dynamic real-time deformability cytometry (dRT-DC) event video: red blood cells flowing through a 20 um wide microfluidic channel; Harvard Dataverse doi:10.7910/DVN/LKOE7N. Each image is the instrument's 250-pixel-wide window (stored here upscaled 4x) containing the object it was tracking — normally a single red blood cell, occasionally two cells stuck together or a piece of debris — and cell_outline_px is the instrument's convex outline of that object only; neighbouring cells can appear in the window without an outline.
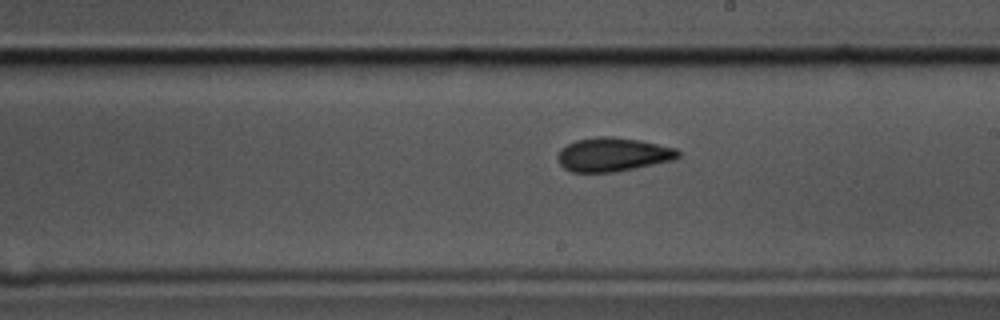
{"species": "common noctule bat (a hibernating species)", "species_latin": "Nyctalus noctula", "temperature_condition": "cold", "stored_images_in_passage": 37, "camera_frame_rate_fps": 3000, "um_per_image_px": 0.085, "animal": {"sex": "male", "body_mass_g": 17.5, "forearm_length_mm": 52.3}, "frame": {"image": 1, "passage_image": 23, "time_ms": 7.333, "image_size_px": [1000, 320], "cell_outline_px": [[680, 156], [672, 160], [616, 172], [572, 172], [564, 168], [560, 164], [556, 156], [560, 148], [576, 140], [600, 136], [612, 136], [640, 140], [676, 148], [680, 152]], "centroid_in_image_um": [52.07, 13.13], "position_along_channel_um": 236.9, "area_um2": 23.76}}
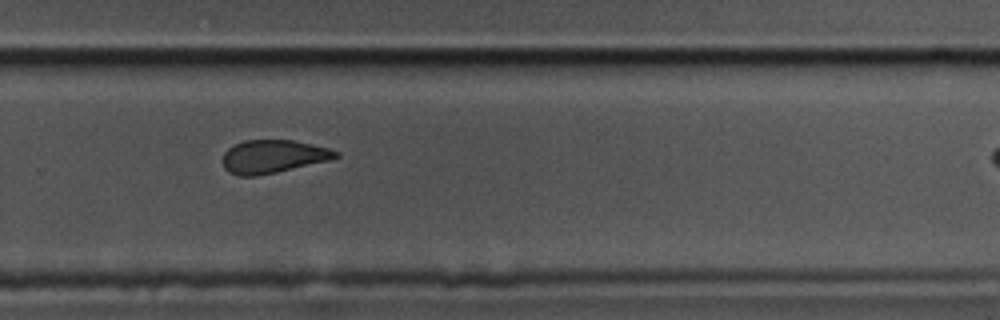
{"frame": {"image": 2, "passage_image": 29, "time_ms": 9.333, "image_size_px": [1000, 320], "cell_outline_px": [[340, 156], [328, 160], [276, 172], [256, 176], [240, 176], [228, 172], [224, 168], [224, 152], [228, 148], [244, 140], [292, 140], [328, 148], [340, 152]], "centroid_in_image_um": [23.2, 13.3], "position_along_channel_um": 306.6, "area_um2": 21.56}}
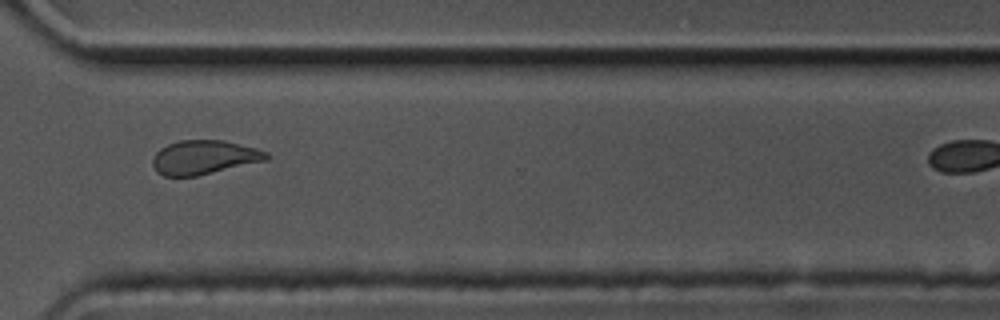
{"frame": {"image": 3, "passage_image": 33, "time_ms": 10.667, "image_size_px": [1000, 320], "cell_outline_px": [[268, 160], [196, 176], [164, 176], [156, 172], [152, 164], [152, 156], [160, 148], [168, 144], [180, 140], [224, 140], [256, 148], [268, 152]], "centroid_in_image_um": [17.32, 13.37], "position_along_channel_um": 353.3, "area_um2": 22.66}}